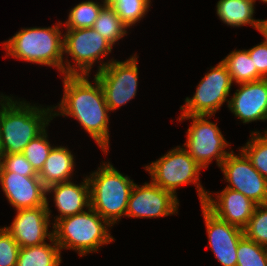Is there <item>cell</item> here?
Wrapping results in <instances>:
<instances>
[{"label":"cell","instance_id":"obj_25","mask_svg":"<svg viewBox=\"0 0 267 266\" xmlns=\"http://www.w3.org/2000/svg\"><path fill=\"white\" fill-rule=\"evenodd\" d=\"M264 135L252 132L251 140L240 149L251 161L253 167L267 179V131Z\"/></svg>","mask_w":267,"mask_h":266},{"label":"cell","instance_id":"obj_26","mask_svg":"<svg viewBox=\"0 0 267 266\" xmlns=\"http://www.w3.org/2000/svg\"><path fill=\"white\" fill-rule=\"evenodd\" d=\"M151 0H107L127 27L140 21L148 12Z\"/></svg>","mask_w":267,"mask_h":266},{"label":"cell","instance_id":"obj_30","mask_svg":"<svg viewBox=\"0 0 267 266\" xmlns=\"http://www.w3.org/2000/svg\"><path fill=\"white\" fill-rule=\"evenodd\" d=\"M0 171L14 172L27 177H39L22 153L1 154Z\"/></svg>","mask_w":267,"mask_h":266},{"label":"cell","instance_id":"obj_33","mask_svg":"<svg viewBox=\"0 0 267 266\" xmlns=\"http://www.w3.org/2000/svg\"><path fill=\"white\" fill-rule=\"evenodd\" d=\"M257 30L264 36L265 41L263 42L267 45V19L260 20Z\"/></svg>","mask_w":267,"mask_h":266},{"label":"cell","instance_id":"obj_18","mask_svg":"<svg viewBox=\"0 0 267 266\" xmlns=\"http://www.w3.org/2000/svg\"><path fill=\"white\" fill-rule=\"evenodd\" d=\"M82 184L76 185L71 181L53 184L46 188V193L54 192L55 206L61 218L84 212V206L90 207V186L87 177Z\"/></svg>","mask_w":267,"mask_h":266},{"label":"cell","instance_id":"obj_28","mask_svg":"<svg viewBox=\"0 0 267 266\" xmlns=\"http://www.w3.org/2000/svg\"><path fill=\"white\" fill-rule=\"evenodd\" d=\"M236 266H267L266 247L245 236L239 241Z\"/></svg>","mask_w":267,"mask_h":266},{"label":"cell","instance_id":"obj_35","mask_svg":"<svg viewBox=\"0 0 267 266\" xmlns=\"http://www.w3.org/2000/svg\"><path fill=\"white\" fill-rule=\"evenodd\" d=\"M251 2L255 3L256 1L255 0H250ZM262 2L264 3H267V0H261Z\"/></svg>","mask_w":267,"mask_h":266},{"label":"cell","instance_id":"obj_3","mask_svg":"<svg viewBox=\"0 0 267 266\" xmlns=\"http://www.w3.org/2000/svg\"><path fill=\"white\" fill-rule=\"evenodd\" d=\"M109 226L104 218L89 207L88 211L57 220L52 232L60 249H72L79 252V256H84L114 241L109 234Z\"/></svg>","mask_w":267,"mask_h":266},{"label":"cell","instance_id":"obj_16","mask_svg":"<svg viewBox=\"0 0 267 266\" xmlns=\"http://www.w3.org/2000/svg\"><path fill=\"white\" fill-rule=\"evenodd\" d=\"M239 85L240 89L227 100L230 111L243 123L267 120V78Z\"/></svg>","mask_w":267,"mask_h":266},{"label":"cell","instance_id":"obj_5","mask_svg":"<svg viewBox=\"0 0 267 266\" xmlns=\"http://www.w3.org/2000/svg\"><path fill=\"white\" fill-rule=\"evenodd\" d=\"M90 186V207L110 225L126 216L128 200L135 185L109 162L87 177Z\"/></svg>","mask_w":267,"mask_h":266},{"label":"cell","instance_id":"obj_17","mask_svg":"<svg viewBox=\"0 0 267 266\" xmlns=\"http://www.w3.org/2000/svg\"><path fill=\"white\" fill-rule=\"evenodd\" d=\"M217 194L218 201L208 193L203 205L219 219L243 230L252 217L257 204L241 192L230 188H225Z\"/></svg>","mask_w":267,"mask_h":266},{"label":"cell","instance_id":"obj_10","mask_svg":"<svg viewBox=\"0 0 267 266\" xmlns=\"http://www.w3.org/2000/svg\"><path fill=\"white\" fill-rule=\"evenodd\" d=\"M232 79L226 66L221 62L206 73L192 98L185 99L181 115H214L227 100Z\"/></svg>","mask_w":267,"mask_h":266},{"label":"cell","instance_id":"obj_32","mask_svg":"<svg viewBox=\"0 0 267 266\" xmlns=\"http://www.w3.org/2000/svg\"><path fill=\"white\" fill-rule=\"evenodd\" d=\"M248 54L253 60L254 68H256L264 78H267V45L262 42L248 49Z\"/></svg>","mask_w":267,"mask_h":266},{"label":"cell","instance_id":"obj_1","mask_svg":"<svg viewBox=\"0 0 267 266\" xmlns=\"http://www.w3.org/2000/svg\"><path fill=\"white\" fill-rule=\"evenodd\" d=\"M88 75H65L64 95L59 105L60 114L76 118L103 152L109 149V108L102 86L94 77L93 86Z\"/></svg>","mask_w":267,"mask_h":266},{"label":"cell","instance_id":"obj_27","mask_svg":"<svg viewBox=\"0 0 267 266\" xmlns=\"http://www.w3.org/2000/svg\"><path fill=\"white\" fill-rule=\"evenodd\" d=\"M47 136V131L45 129L41 134L32 139L22 151V154L30 162L32 168L37 174H39L43 169L49 152L52 149L50 142H48Z\"/></svg>","mask_w":267,"mask_h":266},{"label":"cell","instance_id":"obj_12","mask_svg":"<svg viewBox=\"0 0 267 266\" xmlns=\"http://www.w3.org/2000/svg\"><path fill=\"white\" fill-rule=\"evenodd\" d=\"M178 199L170 191L151 183L134 185L127 205L126 216L153 218L177 213Z\"/></svg>","mask_w":267,"mask_h":266},{"label":"cell","instance_id":"obj_2","mask_svg":"<svg viewBox=\"0 0 267 266\" xmlns=\"http://www.w3.org/2000/svg\"><path fill=\"white\" fill-rule=\"evenodd\" d=\"M0 97L2 154L22 153L25 146L48 126L53 109L30 106L24 100L14 101L9 96Z\"/></svg>","mask_w":267,"mask_h":266},{"label":"cell","instance_id":"obj_7","mask_svg":"<svg viewBox=\"0 0 267 266\" xmlns=\"http://www.w3.org/2000/svg\"><path fill=\"white\" fill-rule=\"evenodd\" d=\"M206 117L211 115H180L179 121L193 119L187 131V142L183 146L188 148L185 150L202 168H206L213 158L220 167L230 153L224 150L229 145L217 124L208 121Z\"/></svg>","mask_w":267,"mask_h":266},{"label":"cell","instance_id":"obj_13","mask_svg":"<svg viewBox=\"0 0 267 266\" xmlns=\"http://www.w3.org/2000/svg\"><path fill=\"white\" fill-rule=\"evenodd\" d=\"M46 204L36 208L18 209L9 227H4L18 243L20 248L41 245L46 237L51 240L53 232H48L51 211Z\"/></svg>","mask_w":267,"mask_h":266},{"label":"cell","instance_id":"obj_23","mask_svg":"<svg viewBox=\"0 0 267 266\" xmlns=\"http://www.w3.org/2000/svg\"><path fill=\"white\" fill-rule=\"evenodd\" d=\"M92 28L113 45L126 35L128 27L107 3L99 12Z\"/></svg>","mask_w":267,"mask_h":266},{"label":"cell","instance_id":"obj_22","mask_svg":"<svg viewBox=\"0 0 267 266\" xmlns=\"http://www.w3.org/2000/svg\"><path fill=\"white\" fill-rule=\"evenodd\" d=\"M222 63L226 66L232 82L241 84L263 79L264 77L254 68L253 60L248 50H235L231 52Z\"/></svg>","mask_w":267,"mask_h":266},{"label":"cell","instance_id":"obj_8","mask_svg":"<svg viewBox=\"0 0 267 266\" xmlns=\"http://www.w3.org/2000/svg\"><path fill=\"white\" fill-rule=\"evenodd\" d=\"M137 55L124 62L101 63L95 77L100 82L109 111L126 104L136 96L138 86Z\"/></svg>","mask_w":267,"mask_h":266},{"label":"cell","instance_id":"obj_14","mask_svg":"<svg viewBox=\"0 0 267 266\" xmlns=\"http://www.w3.org/2000/svg\"><path fill=\"white\" fill-rule=\"evenodd\" d=\"M209 245L215 257L223 266L237 265V248L239 241L244 237L241 228L223 221L211 213L203 204L201 205Z\"/></svg>","mask_w":267,"mask_h":266},{"label":"cell","instance_id":"obj_4","mask_svg":"<svg viewBox=\"0 0 267 266\" xmlns=\"http://www.w3.org/2000/svg\"><path fill=\"white\" fill-rule=\"evenodd\" d=\"M48 28H24L17 32L3 46L8 56L27 62L56 67L64 74V39H61L60 26Z\"/></svg>","mask_w":267,"mask_h":266},{"label":"cell","instance_id":"obj_31","mask_svg":"<svg viewBox=\"0 0 267 266\" xmlns=\"http://www.w3.org/2000/svg\"><path fill=\"white\" fill-rule=\"evenodd\" d=\"M20 246L12 235L0 228V266H16Z\"/></svg>","mask_w":267,"mask_h":266},{"label":"cell","instance_id":"obj_19","mask_svg":"<svg viewBox=\"0 0 267 266\" xmlns=\"http://www.w3.org/2000/svg\"><path fill=\"white\" fill-rule=\"evenodd\" d=\"M74 163L73 154L68 148L52 147L43 169L38 174L39 179L46 188L53 184L70 181Z\"/></svg>","mask_w":267,"mask_h":266},{"label":"cell","instance_id":"obj_15","mask_svg":"<svg viewBox=\"0 0 267 266\" xmlns=\"http://www.w3.org/2000/svg\"><path fill=\"white\" fill-rule=\"evenodd\" d=\"M0 183L7 200L16 210L47 205L46 187L39 177L0 171Z\"/></svg>","mask_w":267,"mask_h":266},{"label":"cell","instance_id":"obj_6","mask_svg":"<svg viewBox=\"0 0 267 266\" xmlns=\"http://www.w3.org/2000/svg\"><path fill=\"white\" fill-rule=\"evenodd\" d=\"M152 177V182L176 196V188L180 185L196 184L201 205L204 204L208 191L198 183L202 167L189 153L180 146L172 149L160 159L145 166Z\"/></svg>","mask_w":267,"mask_h":266},{"label":"cell","instance_id":"obj_20","mask_svg":"<svg viewBox=\"0 0 267 266\" xmlns=\"http://www.w3.org/2000/svg\"><path fill=\"white\" fill-rule=\"evenodd\" d=\"M216 8L217 15L227 25L240 27L249 24L257 29L260 23L253 18L254 3L250 0H219Z\"/></svg>","mask_w":267,"mask_h":266},{"label":"cell","instance_id":"obj_11","mask_svg":"<svg viewBox=\"0 0 267 266\" xmlns=\"http://www.w3.org/2000/svg\"><path fill=\"white\" fill-rule=\"evenodd\" d=\"M240 152L237 156L231 151L220 165L229 183L226 188L241 192L257 205L266 204L267 179L253 167L247 156Z\"/></svg>","mask_w":267,"mask_h":266},{"label":"cell","instance_id":"obj_24","mask_svg":"<svg viewBox=\"0 0 267 266\" xmlns=\"http://www.w3.org/2000/svg\"><path fill=\"white\" fill-rule=\"evenodd\" d=\"M106 4L107 0H104L103 4L95 3L92 0L79 3L71 9L68 20L64 23L67 30L93 27L99 12Z\"/></svg>","mask_w":267,"mask_h":266},{"label":"cell","instance_id":"obj_29","mask_svg":"<svg viewBox=\"0 0 267 266\" xmlns=\"http://www.w3.org/2000/svg\"><path fill=\"white\" fill-rule=\"evenodd\" d=\"M243 232L249 240L267 247V203L256 206Z\"/></svg>","mask_w":267,"mask_h":266},{"label":"cell","instance_id":"obj_9","mask_svg":"<svg viewBox=\"0 0 267 266\" xmlns=\"http://www.w3.org/2000/svg\"><path fill=\"white\" fill-rule=\"evenodd\" d=\"M63 39L64 53L71 55L77 65L73 67L66 60L64 75H89L93 63L107 56L113 46L92 27L67 30Z\"/></svg>","mask_w":267,"mask_h":266},{"label":"cell","instance_id":"obj_34","mask_svg":"<svg viewBox=\"0 0 267 266\" xmlns=\"http://www.w3.org/2000/svg\"><path fill=\"white\" fill-rule=\"evenodd\" d=\"M2 154V136H1V128H0V156Z\"/></svg>","mask_w":267,"mask_h":266},{"label":"cell","instance_id":"obj_21","mask_svg":"<svg viewBox=\"0 0 267 266\" xmlns=\"http://www.w3.org/2000/svg\"><path fill=\"white\" fill-rule=\"evenodd\" d=\"M51 245L43 243L37 246L22 247L18 253L16 266H59L61 263L60 247L55 239Z\"/></svg>","mask_w":267,"mask_h":266}]
</instances>
